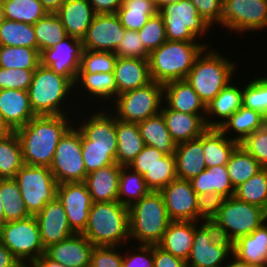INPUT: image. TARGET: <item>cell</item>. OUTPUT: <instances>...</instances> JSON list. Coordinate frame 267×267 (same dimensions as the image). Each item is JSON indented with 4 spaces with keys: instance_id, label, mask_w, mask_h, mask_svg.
I'll return each mask as SVG.
<instances>
[{
    "instance_id": "obj_1",
    "label": "cell",
    "mask_w": 267,
    "mask_h": 267,
    "mask_svg": "<svg viewBox=\"0 0 267 267\" xmlns=\"http://www.w3.org/2000/svg\"><path fill=\"white\" fill-rule=\"evenodd\" d=\"M72 114L73 118L70 115H36L15 131L25 165L51 166L60 139L75 124L76 117Z\"/></svg>"
},
{
    "instance_id": "obj_2",
    "label": "cell",
    "mask_w": 267,
    "mask_h": 267,
    "mask_svg": "<svg viewBox=\"0 0 267 267\" xmlns=\"http://www.w3.org/2000/svg\"><path fill=\"white\" fill-rule=\"evenodd\" d=\"M167 40L149 53L148 63L152 81L162 85L185 80L195 60L209 43Z\"/></svg>"
},
{
    "instance_id": "obj_3",
    "label": "cell",
    "mask_w": 267,
    "mask_h": 267,
    "mask_svg": "<svg viewBox=\"0 0 267 267\" xmlns=\"http://www.w3.org/2000/svg\"><path fill=\"white\" fill-rule=\"evenodd\" d=\"M94 246H121L129 242V210L119 201L93 202L82 233Z\"/></svg>"
},
{
    "instance_id": "obj_4",
    "label": "cell",
    "mask_w": 267,
    "mask_h": 267,
    "mask_svg": "<svg viewBox=\"0 0 267 267\" xmlns=\"http://www.w3.org/2000/svg\"><path fill=\"white\" fill-rule=\"evenodd\" d=\"M209 48L206 47L197 57L185 78L206 106L233 80L238 65L214 47Z\"/></svg>"
},
{
    "instance_id": "obj_5",
    "label": "cell",
    "mask_w": 267,
    "mask_h": 267,
    "mask_svg": "<svg viewBox=\"0 0 267 267\" xmlns=\"http://www.w3.org/2000/svg\"><path fill=\"white\" fill-rule=\"evenodd\" d=\"M73 90L74 84L67 77L40 65L28 89L32 110L36 115H69L67 111L71 109V113L74 108L68 103Z\"/></svg>"
},
{
    "instance_id": "obj_6",
    "label": "cell",
    "mask_w": 267,
    "mask_h": 267,
    "mask_svg": "<svg viewBox=\"0 0 267 267\" xmlns=\"http://www.w3.org/2000/svg\"><path fill=\"white\" fill-rule=\"evenodd\" d=\"M128 210L130 239L137 240L136 244L157 245L171 221L162 194L150 191Z\"/></svg>"
},
{
    "instance_id": "obj_7",
    "label": "cell",
    "mask_w": 267,
    "mask_h": 267,
    "mask_svg": "<svg viewBox=\"0 0 267 267\" xmlns=\"http://www.w3.org/2000/svg\"><path fill=\"white\" fill-rule=\"evenodd\" d=\"M167 40L199 42L213 27L198 13L190 0H177L159 9Z\"/></svg>"
},
{
    "instance_id": "obj_8",
    "label": "cell",
    "mask_w": 267,
    "mask_h": 267,
    "mask_svg": "<svg viewBox=\"0 0 267 267\" xmlns=\"http://www.w3.org/2000/svg\"><path fill=\"white\" fill-rule=\"evenodd\" d=\"M265 210L240 201L234 196L225 198L212 224L219 235L233 243L239 237L251 234L264 223Z\"/></svg>"
},
{
    "instance_id": "obj_9",
    "label": "cell",
    "mask_w": 267,
    "mask_h": 267,
    "mask_svg": "<svg viewBox=\"0 0 267 267\" xmlns=\"http://www.w3.org/2000/svg\"><path fill=\"white\" fill-rule=\"evenodd\" d=\"M164 102L163 85L152 81L148 85L119 94L111 104L110 111L119 120L140 123L158 115ZM113 104V105H112ZM115 109V110H114Z\"/></svg>"
},
{
    "instance_id": "obj_10",
    "label": "cell",
    "mask_w": 267,
    "mask_h": 267,
    "mask_svg": "<svg viewBox=\"0 0 267 267\" xmlns=\"http://www.w3.org/2000/svg\"><path fill=\"white\" fill-rule=\"evenodd\" d=\"M14 179L31 216L57 197L58 183L49 167L24 165Z\"/></svg>"
},
{
    "instance_id": "obj_11",
    "label": "cell",
    "mask_w": 267,
    "mask_h": 267,
    "mask_svg": "<svg viewBox=\"0 0 267 267\" xmlns=\"http://www.w3.org/2000/svg\"><path fill=\"white\" fill-rule=\"evenodd\" d=\"M232 254V243L211 222L194 221L193 245L187 267H222Z\"/></svg>"
},
{
    "instance_id": "obj_12",
    "label": "cell",
    "mask_w": 267,
    "mask_h": 267,
    "mask_svg": "<svg viewBox=\"0 0 267 267\" xmlns=\"http://www.w3.org/2000/svg\"><path fill=\"white\" fill-rule=\"evenodd\" d=\"M49 168L58 184L84 182L87 173L82 157V133L76 126L60 139Z\"/></svg>"
},
{
    "instance_id": "obj_13",
    "label": "cell",
    "mask_w": 267,
    "mask_h": 267,
    "mask_svg": "<svg viewBox=\"0 0 267 267\" xmlns=\"http://www.w3.org/2000/svg\"><path fill=\"white\" fill-rule=\"evenodd\" d=\"M0 241L17 260H36L45 254L35 216L4 223Z\"/></svg>"
},
{
    "instance_id": "obj_14",
    "label": "cell",
    "mask_w": 267,
    "mask_h": 267,
    "mask_svg": "<svg viewBox=\"0 0 267 267\" xmlns=\"http://www.w3.org/2000/svg\"><path fill=\"white\" fill-rule=\"evenodd\" d=\"M222 26L239 34L267 28V0H223Z\"/></svg>"
},
{
    "instance_id": "obj_15",
    "label": "cell",
    "mask_w": 267,
    "mask_h": 267,
    "mask_svg": "<svg viewBox=\"0 0 267 267\" xmlns=\"http://www.w3.org/2000/svg\"><path fill=\"white\" fill-rule=\"evenodd\" d=\"M103 109L95 110L88 118L82 115L84 121L79 118L74 122L82 133V148L117 149L116 117L107 108Z\"/></svg>"
},
{
    "instance_id": "obj_16",
    "label": "cell",
    "mask_w": 267,
    "mask_h": 267,
    "mask_svg": "<svg viewBox=\"0 0 267 267\" xmlns=\"http://www.w3.org/2000/svg\"><path fill=\"white\" fill-rule=\"evenodd\" d=\"M57 198L62 203L69 227L75 234L86 229L92 199L84 182L61 183L57 187Z\"/></svg>"
},
{
    "instance_id": "obj_17",
    "label": "cell",
    "mask_w": 267,
    "mask_h": 267,
    "mask_svg": "<svg viewBox=\"0 0 267 267\" xmlns=\"http://www.w3.org/2000/svg\"><path fill=\"white\" fill-rule=\"evenodd\" d=\"M82 52V40L68 36L57 45L40 53L41 65L67 77L75 84Z\"/></svg>"
},
{
    "instance_id": "obj_18",
    "label": "cell",
    "mask_w": 267,
    "mask_h": 267,
    "mask_svg": "<svg viewBox=\"0 0 267 267\" xmlns=\"http://www.w3.org/2000/svg\"><path fill=\"white\" fill-rule=\"evenodd\" d=\"M125 28L114 14H95L85 37L83 49L114 53L123 39Z\"/></svg>"
},
{
    "instance_id": "obj_19",
    "label": "cell",
    "mask_w": 267,
    "mask_h": 267,
    "mask_svg": "<svg viewBox=\"0 0 267 267\" xmlns=\"http://www.w3.org/2000/svg\"><path fill=\"white\" fill-rule=\"evenodd\" d=\"M171 221L197 222V194L190 180L174 179L159 191Z\"/></svg>"
},
{
    "instance_id": "obj_20",
    "label": "cell",
    "mask_w": 267,
    "mask_h": 267,
    "mask_svg": "<svg viewBox=\"0 0 267 267\" xmlns=\"http://www.w3.org/2000/svg\"><path fill=\"white\" fill-rule=\"evenodd\" d=\"M35 217L44 249L75 234L69 227L65 209L57 197L48 202Z\"/></svg>"
},
{
    "instance_id": "obj_21",
    "label": "cell",
    "mask_w": 267,
    "mask_h": 267,
    "mask_svg": "<svg viewBox=\"0 0 267 267\" xmlns=\"http://www.w3.org/2000/svg\"><path fill=\"white\" fill-rule=\"evenodd\" d=\"M94 247L83 234H74L46 248L45 255L66 267H90Z\"/></svg>"
},
{
    "instance_id": "obj_22",
    "label": "cell",
    "mask_w": 267,
    "mask_h": 267,
    "mask_svg": "<svg viewBox=\"0 0 267 267\" xmlns=\"http://www.w3.org/2000/svg\"><path fill=\"white\" fill-rule=\"evenodd\" d=\"M160 113L167 129L176 144L199 138L207 129L206 115H195L169 109L162 105Z\"/></svg>"
},
{
    "instance_id": "obj_23",
    "label": "cell",
    "mask_w": 267,
    "mask_h": 267,
    "mask_svg": "<svg viewBox=\"0 0 267 267\" xmlns=\"http://www.w3.org/2000/svg\"><path fill=\"white\" fill-rule=\"evenodd\" d=\"M0 114L12 131L25 126L36 116L30 104L28 91L0 90Z\"/></svg>"
},
{
    "instance_id": "obj_24",
    "label": "cell",
    "mask_w": 267,
    "mask_h": 267,
    "mask_svg": "<svg viewBox=\"0 0 267 267\" xmlns=\"http://www.w3.org/2000/svg\"><path fill=\"white\" fill-rule=\"evenodd\" d=\"M232 82L234 83L233 80L229 82L206 106L205 122L208 128H219L243 106V85L240 87Z\"/></svg>"
},
{
    "instance_id": "obj_25",
    "label": "cell",
    "mask_w": 267,
    "mask_h": 267,
    "mask_svg": "<svg viewBox=\"0 0 267 267\" xmlns=\"http://www.w3.org/2000/svg\"><path fill=\"white\" fill-rule=\"evenodd\" d=\"M113 73L117 96L152 82L148 59L117 57Z\"/></svg>"
},
{
    "instance_id": "obj_26",
    "label": "cell",
    "mask_w": 267,
    "mask_h": 267,
    "mask_svg": "<svg viewBox=\"0 0 267 267\" xmlns=\"http://www.w3.org/2000/svg\"><path fill=\"white\" fill-rule=\"evenodd\" d=\"M70 37L83 39L95 12L88 0H66L55 12Z\"/></svg>"
},
{
    "instance_id": "obj_27",
    "label": "cell",
    "mask_w": 267,
    "mask_h": 267,
    "mask_svg": "<svg viewBox=\"0 0 267 267\" xmlns=\"http://www.w3.org/2000/svg\"><path fill=\"white\" fill-rule=\"evenodd\" d=\"M121 165L114 163L87 174L84 183L92 202L118 201Z\"/></svg>"
},
{
    "instance_id": "obj_28",
    "label": "cell",
    "mask_w": 267,
    "mask_h": 267,
    "mask_svg": "<svg viewBox=\"0 0 267 267\" xmlns=\"http://www.w3.org/2000/svg\"><path fill=\"white\" fill-rule=\"evenodd\" d=\"M164 103L179 112L206 115V105L185 80L171 81L163 85Z\"/></svg>"
},
{
    "instance_id": "obj_29",
    "label": "cell",
    "mask_w": 267,
    "mask_h": 267,
    "mask_svg": "<svg viewBox=\"0 0 267 267\" xmlns=\"http://www.w3.org/2000/svg\"><path fill=\"white\" fill-rule=\"evenodd\" d=\"M232 254L252 267H267V226L263 223L251 234L232 243Z\"/></svg>"
},
{
    "instance_id": "obj_30",
    "label": "cell",
    "mask_w": 267,
    "mask_h": 267,
    "mask_svg": "<svg viewBox=\"0 0 267 267\" xmlns=\"http://www.w3.org/2000/svg\"><path fill=\"white\" fill-rule=\"evenodd\" d=\"M175 167L176 177L182 180H191L206 169L203 134L197 139L176 145Z\"/></svg>"
},
{
    "instance_id": "obj_31",
    "label": "cell",
    "mask_w": 267,
    "mask_h": 267,
    "mask_svg": "<svg viewBox=\"0 0 267 267\" xmlns=\"http://www.w3.org/2000/svg\"><path fill=\"white\" fill-rule=\"evenodd\" d=\"M193 239L194 221H170L157 246L186 262L193 245Z\"/></svg>"
},
{
    "instance_id": "obj_32",
    "label": "cell",
    "mask_w": 267,
    "mask_h": 267,
    "mask_svg": "<svg viewBox=\"0 0 267 267\" xmlns=\"http://www.w3.org/2000/svg\"><path fill=\"white\" fill-rule=\"evenodd\" d=\"M266 123L267 118L260 112L242 106L239 110L232 114L219 127V129L225 134L226 137L240 144L250 134L259 128H262ZM232 132L234 137H232Z\"/></svg>"
},
{
    "instance_id": "obj_33",
    "label": "cell",
    "mask_w": 267,
    "mask_h": 267,
    "mask_svg": "<svg viewBox=\"0 0 267 267\" xmlns=\"http://www.w3.org/2000/svg\"><path fill=\"white\" fill-rule=\"evenodd\" d=\"M240 144L229 139L219 128H208L203 133V152L206 168L226 165Z\"/></svg>"
},
{
    "instance_id": "obj_34",
    "label": "cell",
    "mask_w": 267,
    "mask_h": 267,
    "mask_svg": "<svg viewBox=\"0 0 267 267\" xmlns=\"http://www.w3.org/2000/svg\"><path fill=\"white\" fill-rule=\"evenodd\" d=\"M117 151L116 163L128 166L144 147L137 123L116 118Z\"/></svg>"
},
{
    "instance_id": "obj_35",
    "label": "cell",
    "mask_w": 267,
    "mask_h": 267,
    "mask_svg": "<svg viewBox=\"0 0 267 267\" xmlns=\"http://www.w3.org/2000/svg\"><path fill=\"white\" fill-rule=\"evenodd\" d=\"M144 145L154 147L165 155L175 156L173 141L161 113L137 123Z\"/></svg>"
},
{
    "instance_id": "obj_36",
    "label": "cell",
    "mask_w": 267,
    "mask_h": 267,
    "mask_svg": "<svg viewBox=\"0 0 267 267\" xmlns=\"http://www.w3.org/2000/svg\"><path fill=\"white\" fill-rule=\"evenodd\" d=\"M195 193L216 192L225 198L232 197L235 189L231 184L226 165L206 168L198 176L190 180Z\"/></svg>"
},
{
    "instance_id": "obj_37",
    "label": "cell",
    "mask_w": 267,
    "mask_h": 267,
    "mask_svg": "<svg viewBox=\"0 0 267 267\" xmlns=\"http://www.w3.org/2000/svg\"><path fill=\"white\" fill-rule=\"evenodd\" d=\"M79 85L82 88L80 87V89H78ZM76 88L77 91L80 90L79 93L75 91ZM82 90L83 92L87 91L89 93L88 95L91 97L89 99H94L96 97V100H105L103 103L107 105L108 110V103L106 102H109L110 99L113 102L117 97L114 73L77 74L74 91L76 94H81Z\"/></svg>"
},
{
    "instance_id": "obj_38",
    "label": "cell",
    "mask_w": 267,
    "mask_h": 267,
    "mask_svg": "<svg viewBox=\"0 0 267 267\" xmlns=\"http://www.w3.org/2000/svg\"><path fill=\"white\" fill-rule=\"evenodd\" d=\"M158 12L155 0H123L116 14L125 29L139 31Z\"/></svg>"
},
{
    "instance_id": "obj_39",
    "label": "cell",
    "mask_w": 267,
    "mask_h": 267,
    "mask_svg": "<svg viewBox=\"0 0 267 267\" xmlns=\"http://www.w3.org/2000/svg\"><path fill=\"white\" fill-rule=\"evenodd\" d=\"M22 149L15 131L0 138V180L14 179L24 166Z\"/></svg>"
},
{
    "instance_id": "obj_40",
    "label": "cell",
    "mask_w": 267,
    "mask_h": 267,
    "mask_svg": "<svg viewBox=\"0 0 267 267\" xmlns=\"http://www.w3.org/2000/svg\"><path fill=\"white\" fill-rule=\"evenodd\" d=\"M226 167L234 189L263 168L241 145L231 154Z\"/></svg>"
},
{
    "instance_id": "obj_41",
    "label": "cell",
    "mask_w": 267,
    "mask_h": 267,
    "mask_svg": "<svg viewBox=\"0 0 267 267\" xmlns=\"http://www.w3.org/2000/svg\"><path fill=\"white\" fill-rule=\"evenodd\" d=\"M37 50L40 53L57 45L68 37L64 26L56 13H47L43 18L33 25Z\"/></svg>"
},
{
    "instance_id": "obj_42",
    "label": "cell",
    "mask_w": 267,
    "mask_h": 267,
    "mask_svg": "<svg viewBox=\"0 0 267 267\" xmlns=\"http://www.w3.org/2000/svg\"><path fill=\"white\" fill-rule=\"evenodd\" d=\"M151 190L142 175L122 166L119 174L118 201L127 207L146 196Z\"/></svg>"
},
{
    "instance_id": "obj_43",
    "label": "cell",
    "mask_w": 267,
    "mask_h": 267,
    "mask_svg": "<svg viewBox=\"0 0 267 267\" xmlns=\"http://www.w3.org/2000/svg\"><path fill=\"white\" fill-rule=\"evenodd\" d=\"M0 46L37 49L33 25L5 19L0 25Z\"/></svg>"
},
{
    "instance_id": "obj_44",
    "label": "cell",
    "mask_w": 267,
    "mask_h": 267,
    "mask_svg": "<svg viewBox=\"0 0 267 267\" xmlns=\"http://www.w3.org/2000/svg\"><path fill=\"white\" fill-rule=\"evenodd\" d=\"M7 20L34 25L49 13L39 0H1Z\"/></svg>"
},
{
    "instance_id": "obj_45",
    "label": "cell",
    "mask_w": 267,
    "mask_h": 267,
    "mask_svg": "<svg viewBox=\"0 0 267 267\" xmlns=\"http://www.w3.org/2000/svg\"><path fill=\"white\" fill-rule=\"evenodd\" d=\"M41 65L40 51L29 47L0 46V67L36 70Z\"/></svg>"
},
{
    "instance_id": "obj_46",
    "label": "cell",
    "mask_w": 267,
    "mask_h": 267,
    "mask_svg": "<svg viewBox=\"0 0 267 267\" xmlns=\"http://www.w3.org/2000/svg\"><path fill=\"white\" fill-rule=\"evenodd\" d=\"M236 199L267 210V168H262L254 176L235 188Z\"/></svg>"
},
{
    "instance_id": "obj_47",
    "label": "cell",
    "mask_w": 267,
    "mask_h": 267,
    "mask_svg": "<svg viewBox=\"0 0 267 267\" xmlns=\"http://www.w3.org/2000/svg\"><path fill=\"white\" fill-rule=\"evenodd\" d=\"M0 198L3 202L5 223L31 216L15 179L0 180Z\"/></svg>"
},
{
    "instance_id": "obj_48",
    "label": "cell",
    "mask_w": 267,
    "mask_h": 267,
    "mask_svg": "<svg viewBox=\"0 0 267 267\" xmlns=\"http://www.w3.org/2000/svg\"><path fill=\"white\" fill-rule=\"evenodd\" d=\"M116 60L112 52L83 49L78 74L113 73Z\"/></svg>"
},
{
    "instance_id": "obj_49",
    "label": "cell",
    "mask_w": 267,
    "mask_h": 267,
    "mask_svg": "<svg viewBox=\"0 0 267 267\" xmlns=\"http://www.w3.org/2000/svg\"><path fill=\"white\" fill-rule=\"evenodd\" d=\"M143 178L151 191H160L177 178L175 156H163L157 165L143 175Z\"/></svg>"
},
{
    "instance_id": "obj_50",
    "label": "cell",
    "mask_w": 267,
    "mask_h": 267,
    "mask_svg": "<svg viewBox=\"0 0 267 267\" xmlns=\"http://www.w3.org/2000/svg\"><path fill=\"white\" fill-rule=\"evenodd\" d=\"M243 106L267 118V75H260L243 86Z\"/></svg>"
},
{
    "instance_id": "obj_51",
    "label": "cell",
    "mask_w": 267,
    "mask_h": 267,
    "mask_svg": "<svg viewBox=\"0 0 267 267\" xmlns=\"http://www.w3.org/2000/svg\"><path fill=\"white\" fill-rule=\"evenodd\" d=\"M138 33L141 43L149 53L167 41L164 21L159 12L152 16Z\"/></svg>"
},
{
    "instance_id": "obj_52",
    "label": "cell",
    "mask_w": 267,
    "mask_h": 267,
    "mask_svg": "<svg viewBox=\"0 0 267 267\" xmlns=\"http://www.w3.org/2000/svg\"><path fill=\"white\" fill-rule=\"evenodd\" d=\"M35 70L7 69L0 67V90L19 89L28 91Z\"/></svg>"
},
{
    "instance_id": "obj_53",
    "label": "cell",
    "mask_w": 267,
    "mask_h": 267,
    "mask_svg": "<svg viewBox=\"0 0 267 267\" xmlns=\"http://www.w3.org/2000/svg\"><path fill=\"white\" fill-rule=\"evenodd\" d=\"M114 54L121 58L148 59L149 52L141 43L138 31L125 30L123 39L116 48Z\"/></svg>"
},
{
    "instance_id": "obj_54",
    "label": "cell",
    "mask_w": 267,
    "mask_h": 267,
    "mask_svg": "<svg viewBox=\"0 0 267 267\" xmlns=\"http://www.w3.org/2000/svg\"><path fill=\"white\" fill-rule=\"evenodd\" d=\"M225 197L219 193H202L197 195V222H212L218 215Z\"/></svg>"
},
{
    "instance_id": "obj_55",
    "label": "cell",
    "mask_w": 267,
    "mask_h": 267,
    "mask_svg": "<svg viewBox=\"0 0 267 267\" xmlns=\"http://www.w3.org/2000/svg\"><path fill=\"white\" fill-rule=\"evenodd\" d=\"M240 145L251 154L263 168H267V123L250 134Z\"/></svg>"
},
{
    "instance_id": "obj_56",
    "label": "cell",
    "mask_w": 267,
    "mask_h": 267,
    "mask_svg": "<svg viewBox=\"0 0 267 267\" xmlns=\"http://www.w3.org/2000/svg\"><path fill=\"white\" fill-rule=\"evenodd\" d=\"M117 149L82 148V157L86 173L116 163Z\"/></svg>"
},
{
    "instance_id": "obj_57",
    "label": "cell",
    "mask_w": 267,
    "mask_h": 267,
    "mask_svg": "<svg viewBox=\"0 0 267 267\" xmlns=\"http://www.w3.org/2000/svg\"><path fill=\"white\" fill-rule=\"evenodd\" d=\"M119 248L120 246H95L90 267H122L123 252Z\"/></svg>"
},
{
    "instance_id": "obj_58",
    "label": "cell",
    "mask_w": 267,
    "mask_h": 267,
    "mask_svg": "<svg viewBox=\"0 0 267 267\" xmlns=\"http://www.w3.org/2000/svg\"><path fill=\"white\" fill-rule=\"evenodd\" d=\"M135 252H124L122 267H154V245L138 244Z\"/></svg>"
},
{
    "instance_id": "obj_59",
    "label": "cell",
    "mask_w": 267,
    "mask_h": 267,
    "mask_svg": "<svg viewBox=\"0 0 267 267\" xmlns=\"http://www.w3.org/2000/svg\"><path fill=\"white\" fill-rule=\"evenodd\" d=\"M163 156L165 154L158 149L144 145L141 152L130 162L128 167L143 176L148 170L157 165Z\"/></svg>"
},
{
    "instance_id": "obj_60",
    "label": "cell",
    "mask_w": 267,
    "mask_h": 267,
    "mask_svg": "<svg viewBox=\"0 0 267 267\" xmlns=\"http://www.w3.org/2000/svg\"><path fill=\"white\" fill-rule=\"evenodd\" d=\"M198 13L213 27L215 24L222 26L223 0H190Z\"/></svg>"
},
{
    "instance_id": "obj_61",
    "label": "cell",
    "mask_w": 267,
    "mask_h": 267,
    "mask_svg": "<svg viewBox=\"0 0 267 267\" xmlns=\"http://www.w3.org/2000/svg\"><path fill=\"white\" fill-rule=\"evenodd\" d=\"M154 267H187L184 260L154 245Z\"/></svg>"
},
{
    "instance_id": "obj_62",
    "label": "cell",
    "mask_w": 267,
    "mask_h": 267,
    "mask_svg": "<svg viewBox=\"0 0 267 267\" xmlns=\"http://www.w3.org/2000/svg\"><path fill=\"white\" fill-rule=\"evenodd\" d=\"M95 14H114L121 7L123 0H88Z\"/></svg>"
},
{
    "instance_id": "obj_63",
    "label": "cell",
    "mask_w": 267,
    "mask_h": 267,
    "mask_svg": "<svg viewBox=\"0 0 267 267\" xmlns=\"http://www.w3.org/2000/svg\"><path fill=\"white\" fill-rule=\"evenodd\" d=\"M16 261L14 255L0 241V267H12Z\"/></svg>"
},
{
    "instance_id": "obj_64",
    "label": "cell",
    "mask_w": 267,
    "mask_h": 267,
    "mask_svg": "<svg viewBox=\"0 0 267 267\" xmlns=\"http://www.w3.org/2000/svg\"><path fill=\"white\" fill-rule=\"evenodd\" d=\"M43 7L51 13H55L66 0H39Z\"/></svg>"
},
{
    "instance_id": "obj_65",
    "label": "cell",
    "mask_w": 267,
    "mask_h": 267,
    "mask_svg": "<svg viewBox=\"0 0 267 267\" xmlns=\"http://www.w3.org/2000/svg\"><path fill=\"white\" fill-rule=\"evenodd\" d=\"M36 263H37L38 267H66L61 263L52 261L45 254H43L39 258H37Z\"/></svg>"
},
{
    "instance_id": "obj_66",
    "label": "cell",
    "mask_w": 267,
    "mask_h": 267,
    "mask_svg": "<svg viewBox=\"0 0 267 267\" xmlns=\"http://www.w3.org/2000/svg\"><path fill=\"white\" fill-rule=\"evenodd\" d=\"M222 267H252L246 262L238 259L235 255L231 254L229 260Z\"/></svg>"
},
{
    "instance_id": "obj_67",
    "label": "cell",
    "mask_w": 267,
    "mask_h": 267,
    "mask_svg": "<svg viewBox=\"0 0 267 267\" xmlns=\"http://www.w3.org/2000/svg\"><path fill=\"white\" fill-rule=\"evenodd\" d=\"M13 131L9 128V126L4 122L1 114H0V138H4L8 136Z\"/></svg>"
},
{
    "instance_id": "obj_68",
    "label": "cell",
    "mask_w": 267,
    "mask_h": 267,
    "mask_svg": "<svg viewBox=\"0 0 267 267\" xmlns=\"http://www.w3.org/2000/svg\"><path fill=\"white\" fill-rule=\"evenodd\" d=\"M12 267H38L36 260H17Z\"/></svg>"
},
{
    "instance_id": "obj_69",
    "label": "cell",
    "mask_w": 267,
    "mask_h": 267,
    "mask_svg": "<svg viewBox=\"0 0 267 267\" xmlns=\"http://www.w3.org/2000/svg\"><path fill=\"white\" fill-rule=\"evenodd\" d=\"M177 0H155L156 6L158 9H160L162 6H164L167 3H172Z\"/></svg>"
},
{
    "instance_id": "obj_70",
    "label": "cell",
    "mask_w": 267,
    "mask_h": 267,
    "mask_svg": "<svg viewBox=\"0 0 267 267\" xmlns=\"http://www.w3.org/2000/svg\"><path fill=\"white\" fill-rule=\"evenodd\" d=\"M5 223V218H4V211H3V202L0 198V228L2 225Z\"/></svg>"
},
{
    "instance_id": "obj_71",
    "label": "cell",
    "mask_w": 267,
    "mask_h": 267,
    "mask_svg": "<svg viewBox=\"0 0 267 267\" xmlns=\"http://www.w3.org/2000/svg\"><path fill=\"white\" fill-rule=\"evenodd\" d=\"M5 16H4V8L2 1L0 0V25L4 22Z\"/></svg>"
},
{
    "instance_id": "obj_72",
    "label": "cell",
    "mask_w": 267,
    "mask_h": 267,
    "mask_svg": "<svg viewBox=\"0 0 267 267\" xmlns=\"http://www.w3.org/2000/svg\"><path fill=\"white\" fill-rule=\"evenodd\" d=\"M267 210L265 211V214H264V223L265 225L267 226Z\"/></svg>"
}]
</instances>
